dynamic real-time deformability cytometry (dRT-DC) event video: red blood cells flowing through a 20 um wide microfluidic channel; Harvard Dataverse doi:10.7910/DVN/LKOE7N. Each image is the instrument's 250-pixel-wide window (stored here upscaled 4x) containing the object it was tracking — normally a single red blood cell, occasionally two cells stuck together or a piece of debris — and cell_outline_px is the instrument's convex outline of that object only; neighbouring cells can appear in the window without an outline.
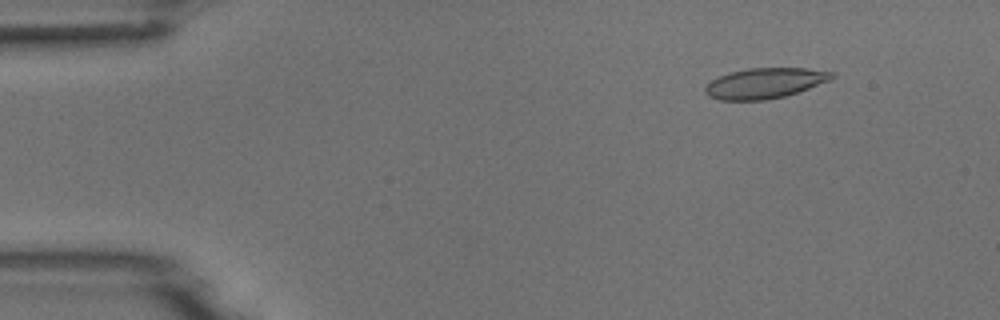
{"species": "common noctule bat (a hibernating species)", "species_latin": "Nyctalus noctula", "temperature_condition": "room temperature", "stored_images_in_passage": 6, "camera_frame_rate_fps": 3000, "um_per_image_px": 0.085, "animal": {"sex": "male", "body_mass_g": 18.8}, "frame": {"image": 1, "passage_image": 2, "time_ms": 1.0, "image_size_px": [1000, 320], "cell_outline_px": [[836, 76], [828, 80], [808, 88], [784, 96], [764, 100], [720, 100], [708, 96], [704, 92], [704, 88], [712, 80], [728, 72], [748, 68], [808, 68], [836, 72]], "centroid_in_image_um": [65.0, 7.06], "position_along_channel_um": 20.0, "area_um2": 22.37}}
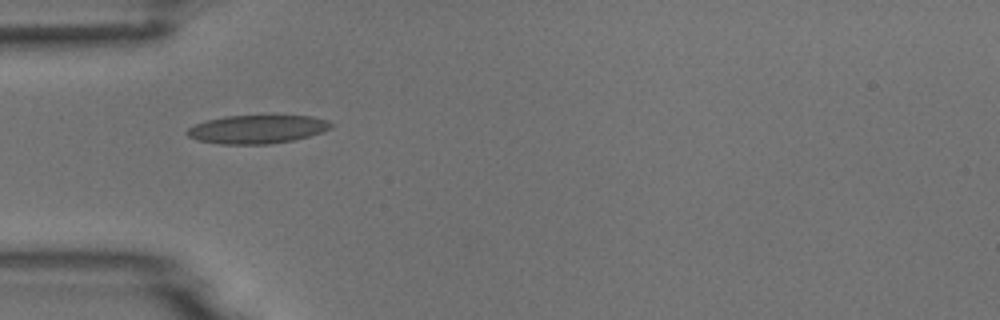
{"frame": {"image": 2, "passage_image": 5, "time_ms": 4.333, "image_size_px": [1000, 320], "cell_outline_px": [[332, 128], [324, 132], [292, 140], [268, 144], [220, 144], [200, 140], [188, 136], [184, 132], [188, 128], [196, 124], [208, 120], [224, 116], [312, 116], [328, 120], [332, 124]], "centroid_in_image_um": [21.88, 10.98], "position_along_channel_um": 63.1, "area_um2": 23.7}}